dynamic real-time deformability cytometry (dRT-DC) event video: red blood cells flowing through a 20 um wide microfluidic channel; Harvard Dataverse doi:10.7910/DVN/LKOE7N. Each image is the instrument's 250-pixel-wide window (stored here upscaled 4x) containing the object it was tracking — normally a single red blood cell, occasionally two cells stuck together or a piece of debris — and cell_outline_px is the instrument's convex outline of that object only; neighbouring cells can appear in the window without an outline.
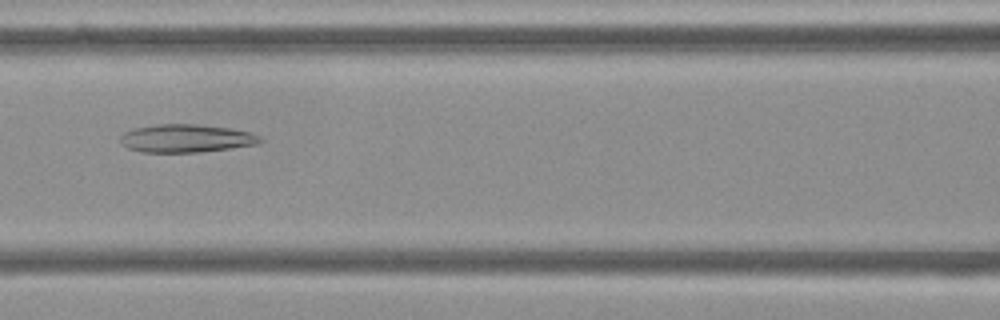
{"species": "Egyptian fruit bat (a non-hibernating species)", "species_latin": "Rousettus aegyptiacus", "temperature_condition": "cold", "stored_images_in_passage": 53, "camera_frame_rate_fps": 3000, "um_per_image_px": 0.085, "frame": {"image": 1, "passage_image": 23, "time_ms": 7.333, "image_size_px": [1000, 320], "cell_outline_px": [[264, 140], [256, 144], [200, 152], [140, 152], [128, 148], [120, 140], [120, 136], [124, 132], [136, 128], [160, 124], [196, 124], [228, 128], [252, 132], [260, 136]], "centroid_in_image_um": [15.83, 11.76], "position_along_channel_um": 150.8, "area_um2": 22.66}}
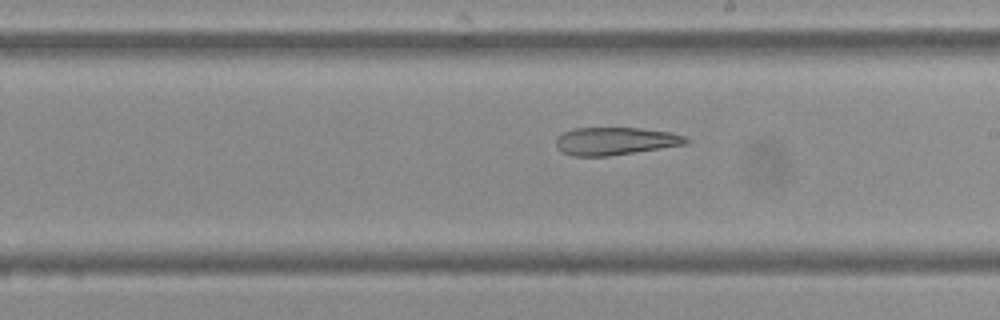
{"frame": {"image": 2, "passage_image": 30, "time_ms": 9.667, "image_size_px": [1000, 320], "cell_outline_px": [[688, 144], [608, 156], [572, 156], [560, 152], [556, 148], [556, 136], [564, 132], [576, 128], [640, 128], [672, 132], [684, 136], [688, 140]], "centroid_in_image_um": [52.26, 11.99], "position_along_channel_um": 236.7, "area_um2": 21.1}}
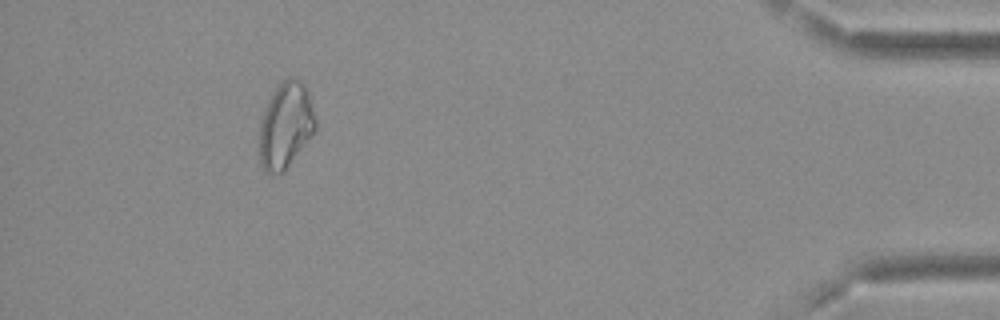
{"frame": {"image": 3, "passage_image": 49, "time_ms": 16.0, "image_size_px": [1000, 320], "cell_outline_px": [[316, 132], [284, 172], [276, 176], [264, 172], [260, 160], [260, 120], [268, 100], [276, 88], [288, 76], [296, 76], [300, 80], [308, 92], [316, 120]], "centroid_in_image_um": [24.29, 10.7], "position_along_channel_um": 410.9, "area_um2": 28.44}, "authors_computed_cell_mechanics": {"area_um2": 26.299, "velocity_mm_per_s": 3.6975, "shape_relaxation_time_tau1_ms": null, "shape_relaxation_time_tau2_ms": 9.4622, "deformation_change_tau1": null, "deformation_change_tau2": 0.2134}}